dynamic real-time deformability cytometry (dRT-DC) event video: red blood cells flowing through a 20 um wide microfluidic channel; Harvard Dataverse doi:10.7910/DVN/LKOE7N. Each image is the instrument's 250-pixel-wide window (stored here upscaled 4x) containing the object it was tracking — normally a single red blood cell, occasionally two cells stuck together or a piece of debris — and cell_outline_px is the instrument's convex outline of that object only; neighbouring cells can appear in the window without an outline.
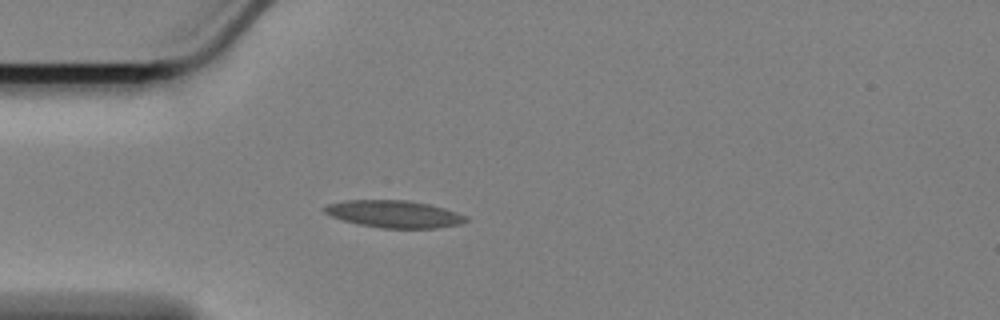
{"species": "Egyptian fruit bat (a non-hibernating species)", "species_latin": "Rousettus aegyptiacus", "temperature_condition": "cold", "stored_images_in_passage": 44, "camera_frame_rate_fps": 3000, "um_per_image_px": 0.085, "animal": {"sex": "female"}, "frame": {"image": 1, "passage_image": 1, "time_ms": 0.0, "image_size_px": [1000, 320], "cell_outline_px": [[468, 220], [460, 224], [436, 228], [380, 228], [360, 224], [344, 220], [332, 216], [324, 212], [320, 208], [328, 204], [344, 200], [408, 200], [428, 204], [444, 208], [468, 216]], "centroid_in_image_um": [33.5, 18.19], "position_along_channel_um": 51.5, "area_um2": 22.43}}
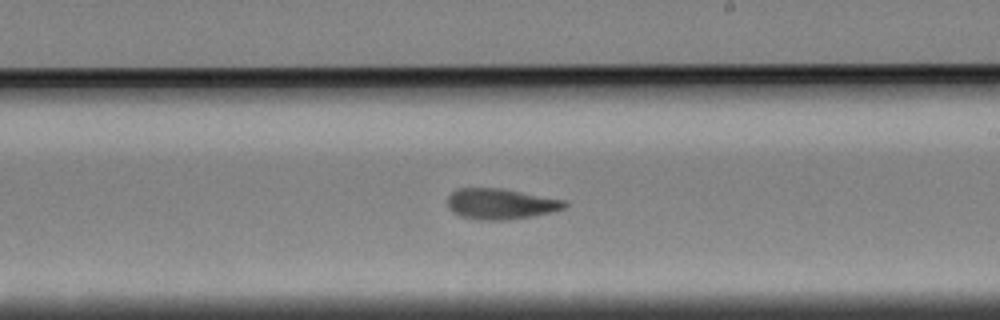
{"frame": {"image": 2, "passage_image": 19, "time_ms": 6.0, "image_size_px": [1000, 320], "cell_outline_px": [[568, 204], [564, 208], [552, 212], [532, 216], [508, 220], [480, 220], [460, 216], [452, 212], [448, 208], [448, 196], [456, 188], [504, 188], [564, 200]], "centroid_in_image_um": [42.53, 17.33], "position_along_channel_um": 246.5, "area_um2": 21.1}}
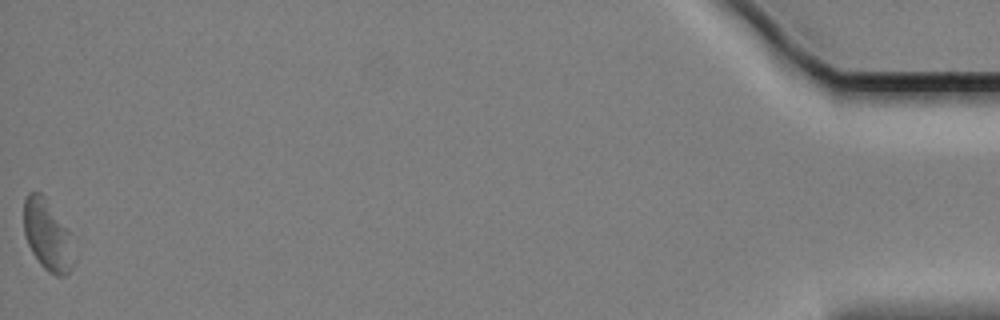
{"frame": {"image": 3, "passage_image": 44, "time_ms": 14.333, "image_size_px": [1000, 320], "cell_outline_px": [[76, 260], [72, 268], [64, 276], [56, 276], [48, 272], [40, 264], [32, 252], [28, 244], [24, 232], [24, 200], [28, 192], [40, 192], [68, 232]], "centroid_in_image_um": [4.02, 20.06], "position_along_channel_um": 431.2, "area_um2": 20.17}, "authors_computed_cell_mechanics": {"area_um2": 20.7213, "velocity_mm_per_s": 3.3719, "shape_relaxation_time_tau1_ms": 8.7188, "shape_relaxation_time_tau2_ms": 2.0029, "deformation_change_tau1": 0.2058, "deformation_change_tau2": 0.0852}}